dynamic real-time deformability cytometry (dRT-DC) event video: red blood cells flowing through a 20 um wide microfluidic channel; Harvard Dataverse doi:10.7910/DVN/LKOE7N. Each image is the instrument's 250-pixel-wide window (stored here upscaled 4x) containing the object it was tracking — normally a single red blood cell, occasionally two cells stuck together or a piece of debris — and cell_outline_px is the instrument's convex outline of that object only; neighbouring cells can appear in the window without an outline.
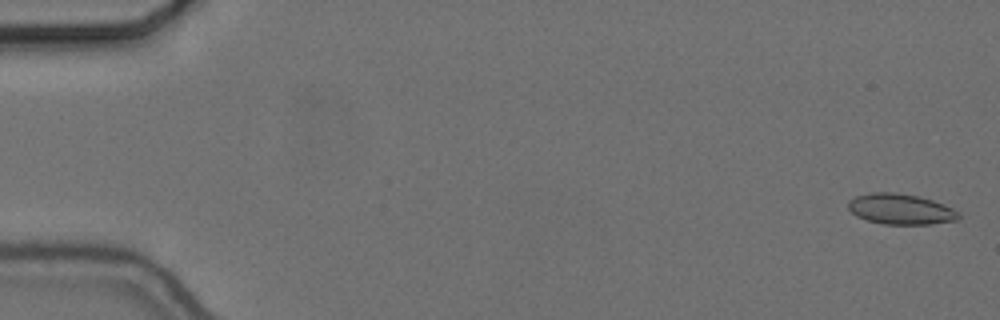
{"species": "common noctule bat (a hibernating species)", "species_latin": "Nyctalus noctula", "temperature_condition": "cold", "stored_images_in_passage": 57, "camera_frame_rate_fps": 3000, "um_per_image_px": 0.085, "animal": {"sex": "female", "body_mass_g": 24.6, "forearm_length_mm": 56.2}, "frame": {"image": 1, "passage_image": 2, "time_ms": 0.333, "image_size_px": [1000, 320], "cell_outline_px": [[960, 216], [956, 220], [932, 224], [884, 224], [868, 220], [856, 216], [848, 208], [848, 200], [856, 196], [872, 192], [896, 192], [916, 196], [932, 200], [944, 204], [960, 212]], "centroid_in_image_um": [76.55, 17.77], "position_along_channel_um": 8.4, "area_um2": 19.65}}
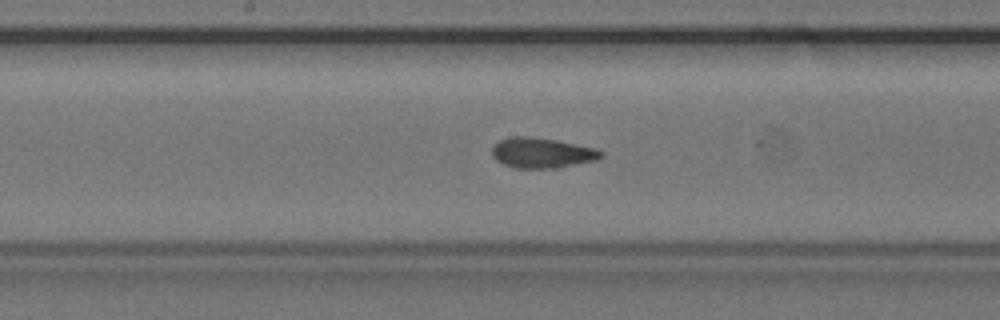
{"frame": {"image": 2, "passage_image": 30, "time_ms": 9.667, "image_size_px": [1000, 320], "cell_outline_px": [[604, 156], [596, 160], [560, 168], [516, 168], [504, 164], [496, 160], [492, 156], [492, 148], [500, 140], [512, 136], [532, 136], [556, 140], [596, 148], [604, 152]], "centroid_in_image_um": [46.09, 12.99], "position_along_channel_um": 202.1, "area_um2": 19.36}}
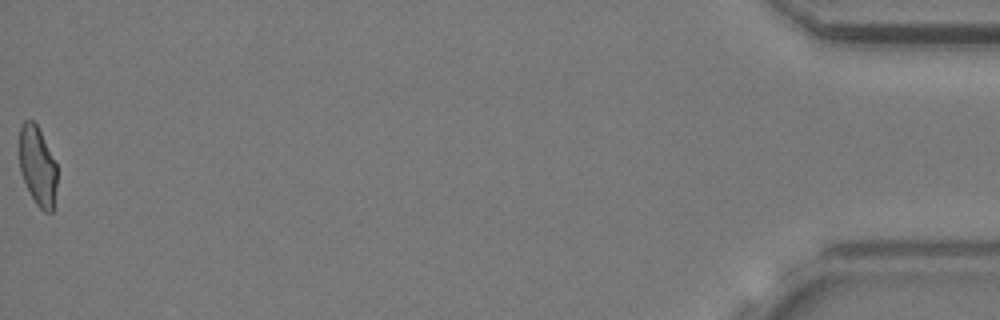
{"frame": {"image": 3, "passage_image": 57, "time_ms": 18.667, "image_size_px": [1000, 320], "cell_outline_px": [[56, 184], [52, 212], [44, 212], [36, 204], [20, 172], [20, 128], [24, 120], [32, 120], [36, 124], [56, 164]], "centroid_in_image_um": [3.18, 14.12], "position_along_channel_um": 432.0, "area_um2": 16.88}, "authors_computed_cell_mechanics": {"area_um2": 19.1318, "velocity_mm_per_s": 3.6747, "shape_relaxation_time_tau1_ms": null, "shape_relaxation_time_tau2_ms": 1.8294, "deformation_change_tau1": null, "deformation_change_tau2": 0.0757}}